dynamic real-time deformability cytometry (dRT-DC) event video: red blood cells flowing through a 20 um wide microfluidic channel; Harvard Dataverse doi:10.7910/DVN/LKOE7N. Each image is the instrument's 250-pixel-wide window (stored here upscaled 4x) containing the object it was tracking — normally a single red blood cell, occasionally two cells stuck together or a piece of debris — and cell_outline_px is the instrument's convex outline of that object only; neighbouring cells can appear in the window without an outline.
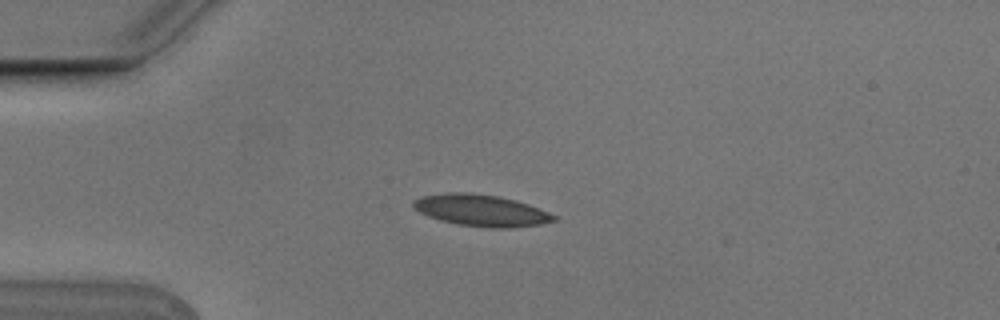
{"species": "Egyptian fruit bat (a non-hibernating species)", "species_latin": "Rousettus aegyptiacus", "temperature_condition": "cold", "stored_images_in_passage": 4, "camera_frame_rate_fps": 3000, "um_per_image_px": 0.085, "animal": {"sex": "male"}, "frame": {"image": 1, "passage_image": 2, "time_ms": 0.333, "image_size_px": [1000, 320], "cell_outline_px": [[556, 220], [540, 224], [512, 228], [488, 228], [456, 224], [440, 220], [428, 216], [412, 208], [412, 200], [424, 196], [448, 192], [468, 192], [496, 196], [516, 200], [528, 204], [548, 212], [556, 216]], "centroid_in_image_um": [40.87, 17.89], "position_along_channel_um": 44.1, "area_um2": 25.89}}